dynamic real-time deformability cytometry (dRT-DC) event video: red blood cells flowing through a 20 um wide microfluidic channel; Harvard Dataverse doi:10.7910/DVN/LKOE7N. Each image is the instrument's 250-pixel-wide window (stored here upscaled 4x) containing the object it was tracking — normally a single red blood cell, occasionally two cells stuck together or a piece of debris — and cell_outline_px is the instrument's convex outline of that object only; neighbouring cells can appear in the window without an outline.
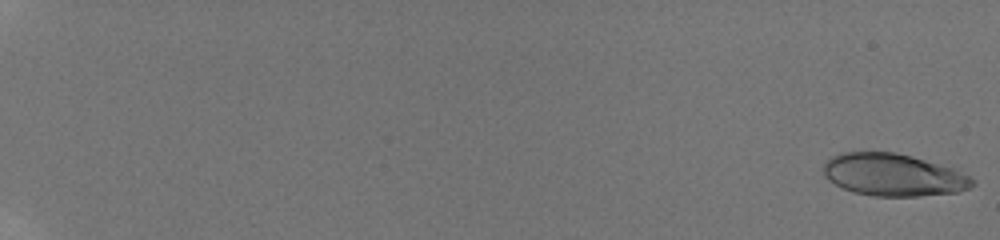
{"species": "human", "species_latin": "Homo sapiens", "temperature_condition": "room temperature", "stored_images_in_passage": 15, "camera_frame_rate_fps": 3000, "um_per_image_px": 0.085, "donor": {"sex": "male"}, "frame": {"image": 1, "passage_image": 1, "time_ms": 0.0, "image_size_px": [1000, 240], "cell_outline_px": [[976, 184], [960, 192], [920, 196], [872, 196], [852, 192], [828, 180], [824, 176], [824, 164], [832, 156], [840, 152], [896, 152], [912, 156], [952, 168], [972, 176], [976, 180]], "centroid_in_image_um": [75.96, 14.87], "position_along_channel_um": 9.0, "area_um2": 36.93}}
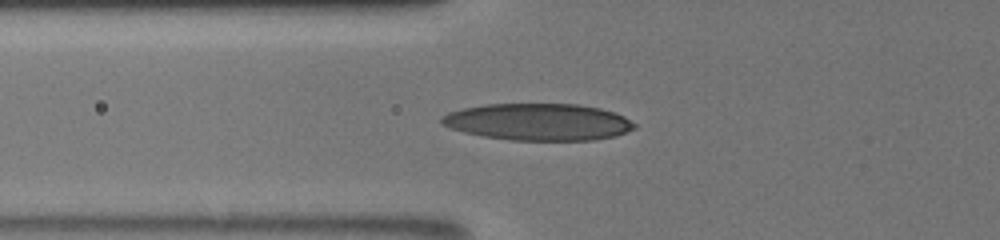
{"frame": {"image": 2, "passage_image": 13, "time_ms": 8.0, "image_size_px": [1000, 240], "cell_outline_px": [[636, 128], [616, 136], [596, 140], [508, 140], [484, 136], [464, 132], [452, 128], [444, 124], [440, 120], [448, 112], [464, 108], [484, 104], [576, 104], [600, 108], [616, 112], [624, 116], [636, 124]], "centroid_in_image_um": [45.81, 10.36], "position_along_channel_um": 80.0, "area_um2": 41.44}}
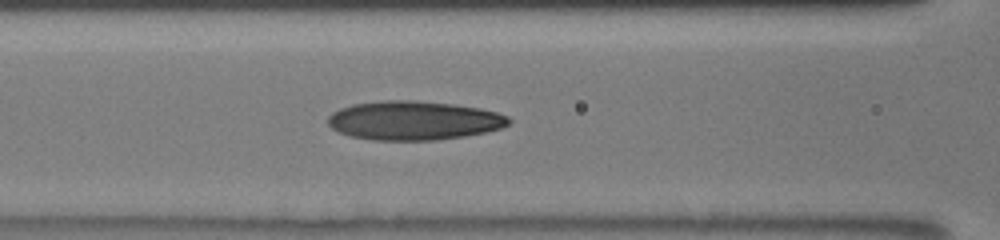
{"frame": {"image": 3, "passage_image": 15, "time_ms": 9.333, "image_size_px": [1000, 240], "cell_outline_px": [[512, 120], [508, 124], [500, 128], [484, 132], [464, 136], [436, 140], [376, 140], [352, 136], [340, 132], [332, 128], [328, 124], [328, 116], [332, 112], [340, 108], [352, 104], [384, 100], [416, 100], [452, 104], [480, 108], [496, 112], [508, 116]], "centroid_in_image_um": [35.16, 10.23], "position_along_channel_um": 131.4, "area_um2": 40.98}}